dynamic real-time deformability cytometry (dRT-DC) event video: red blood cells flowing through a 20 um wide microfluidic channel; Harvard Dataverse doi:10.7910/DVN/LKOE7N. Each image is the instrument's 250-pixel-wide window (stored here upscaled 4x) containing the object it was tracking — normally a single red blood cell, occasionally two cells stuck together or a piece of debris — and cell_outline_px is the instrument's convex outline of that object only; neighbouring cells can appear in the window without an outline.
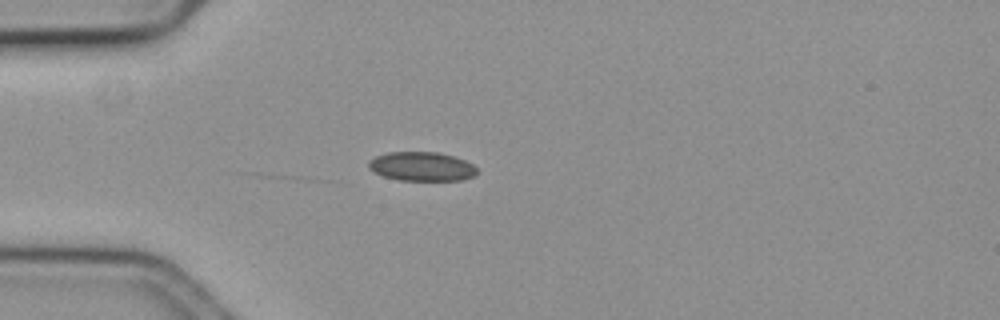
{"species": "common noctule bat (a hibernating species)", "species_latin": "Nyctalus noctula", "temperature_condition": "cold", "stored_images_in_passage": 3, "camera_frame_rate_fps": 3000, "um_per_image_px": 0.085, "animal": {"sex": "female", "body_mass_g": 19.3, "forearm_length_mm": 54.1}, "frame": {"image": 1, "passage_image": 3, "time_ms": 0.667, "image_size_px": [1000, 320], "cell_outline_px": [[476, 176], [464, 180], [396, 180], [372, 172], [368, 168], [368, 164], [376, 156], [388, 152], [440, 152], [464, 160], [472, 164], [476, 168]], "centroid_in_image_um": [35.85, 14.16], "position_along_channel_um": 49.2, "area_um2": 18.38}}